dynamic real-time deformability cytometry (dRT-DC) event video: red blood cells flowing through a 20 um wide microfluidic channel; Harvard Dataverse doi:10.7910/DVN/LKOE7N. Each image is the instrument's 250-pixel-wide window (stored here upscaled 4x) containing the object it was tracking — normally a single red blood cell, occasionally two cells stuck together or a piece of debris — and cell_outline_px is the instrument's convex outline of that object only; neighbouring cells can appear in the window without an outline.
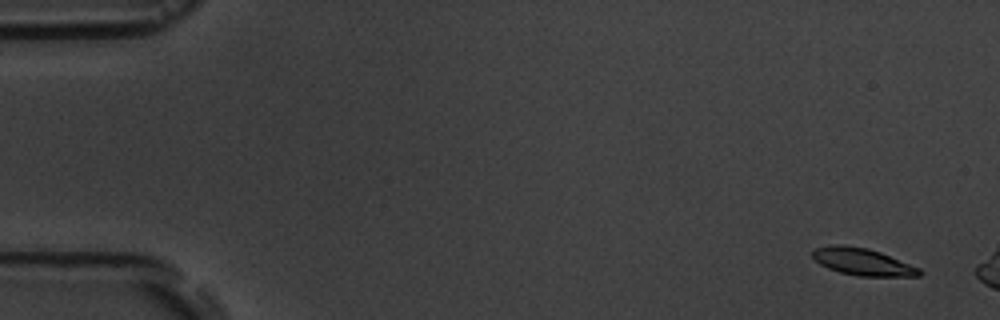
{"species": "common noctule bat (a hibernating species)", "species_latin": "Nyctalus noctula", "temperature_condition": "room temperature", "stored_images_in_passage": 3, "camera_frame_rate_fps": 3000, "um_per_image_px": 0.085, "animal": {"sex": "male", "body_mass_g": 19.5, "forearm_length_mm": 54.6}, "frame": {"image": 1, "passage_image": 1, "time_ms": 0.0, "image_size_px": [1000, 320], "cell_outline_px": [[924, 272], [920, 276], [856, 276], [840, 272], [828, 268], [820, 264], [812, 256], [812, 252], [816, 248], [836, 244], [840, 244], [868, 248], [880, 252], [920, 268]], "centroid_in_image_um": [73.34, 22.26], "position_along_channel_um": 11.7, "area_um2": 16.82}}